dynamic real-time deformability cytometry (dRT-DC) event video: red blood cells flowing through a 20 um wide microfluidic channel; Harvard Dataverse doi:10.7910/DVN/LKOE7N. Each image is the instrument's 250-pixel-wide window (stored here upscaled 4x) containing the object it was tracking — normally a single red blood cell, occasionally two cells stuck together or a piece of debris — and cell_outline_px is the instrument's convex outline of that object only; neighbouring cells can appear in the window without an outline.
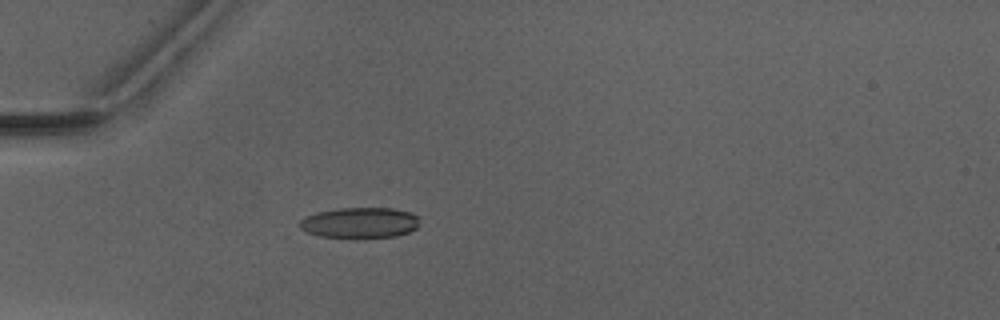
{"species": "Egyptian fruit bat (a non-hibernating species)", "species_latin": "Rousettus aegyptiacus", "temperature_condition": "warm", "stored_images_in_passage": 3, "camera_frame_rate_fps": 3000, "um_per_image_px": 0.085, "animal": {"sex": "male"}, "frame": {"image": 1, "passage_image": 3, "time_ms": 2.333, "image_size_px": [1000, 320], "cell_outline_px": [[416, 228], [408, 232], [396, 236], [320, 236], [308, 232], [300, 228], [300, 220], [316, 212], [340, 208], [392, 208], [408, 212], [416, 216]], "centroid_in_image_um": [30.55, 18.9], "position_along_channel_um": 54.4, "area_um2": 20.58}}